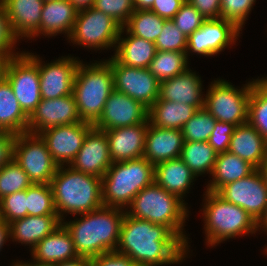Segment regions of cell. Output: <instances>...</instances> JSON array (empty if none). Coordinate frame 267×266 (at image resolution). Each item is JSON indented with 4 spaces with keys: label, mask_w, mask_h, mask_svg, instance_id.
<instances>
[{
    "label": "cell",
    "mask_w": 267,
    "mask_h": 266,
    "mask_svg": "<svg viewBox=\"0 0 267 266\" xmlns=\"http://www.w3.org/2000/svg\"><path fill=\"white\" fill-rule=\"evenodd\" d=\"M29 116L22 110L9 81H0V126L8 133L21 134L28 130Z\"/></svg>",
    "instance_id": "f546056e"
},
{
    "label": "cell",
    "mask_w": 267,
    "mask_h": 266,
    "mask_svg": "<svg viewBox=\"0 0 267 266\" xmlns=\"http://www.w3.org/2000/svg\"><path fill=\"white\" fill-rule=\"evenodd\" d=\"M74 7L79 11L82 9L93 7L94 0H70Z\"/></svg>",
    "instance_id": "11a10c76"
},
{
    "label": "cell",
    "mask_w": 267,
    "mask_h": 266,
    "mask_svg": "<svg viewBox=\"0 0 267 266\" xmlns=\"http://www.w3.org/2000/svg\"><path fill=\"white\" fill-rule=\"evenodd\" d=\"M236 125L227 122L216 121L214 129L209 136L208 143L218 153L228 152L231 136Z\"/></svg>",
    "instance_id": "bcb514c9"
},
{
    "label": "cell",
    "mask_w": 267,
    "mask_h": 266,
    "mask_svg": "<svg viewBox=\"0 0 267 266\" xmlns=\"http://www.w3.org/2000/svg\"><path fill=\"white\" fill-rule=\"evenodd\" d=\"M253 82L237 89L225 80H214L205 96L204 107L218 121L236 126L248 122V104Z\"/></svg>",
    "instance_id": "ba28073f"
},
{
    "label": "cell",
    "mask_w": 267,
    "mask_h": 266,
    "mask_svg": "<svg viewBox=\"0 0 267 266\" xmlns=\"http://www.w3.org/2000/svg\"><path fill=\"white\" fill-rule=\"evenodd\" d=\"M115 251L143 266L177 264L187 254L186 245L167 226L126 213Z\"/></svg>",
    "instance_id": "6da1fadb"
},
{
    "label": "cell",
    "mask_w": 267,
    "mask_h": 266,
    "mask_svg": "<svg viewBox=\"0 0 267 266\" xmlns=\"http://www.w3.org/2000/svg\"><path fill=\"white\" fill-rule=\"evenodd\" d=\"M183 202L177 195L167 192L153 182L133 198L129 205L130 210L125 213L134 218L167 226L186 245L188 251V240L182 229L188 209Z\"/></svg>",
    "instance_id": "277c9868"
},
{
    "label": "cell",
    "mask_w": 267,
    "mask_h": 266,
    "mask_svg": "<svg viewBox=\"0 0 267 266\" xmlns=\"http://www.w3.org/2000/svg\"><path fill=\"white\" fill-rule=\"evenodd\" d=\"M39 58L41 99H56L72 94L74 76L80 61L68 56L43 65Z\"/></svg>",
    "instance_id": "ac0fdd59"
},
{
    "label": "cell",
    "mask_w": 267,
    "mask_h": 266,
    "mask_svg": "<svg viewBox=\"0 0 267 266\" xmlns=\"http://www.w3.org/2000/svg\"><path fill=\"white\" fill-rule=\"evenodd\" d=\"M113 90L110 59L91 65L80 61L74 76L72 94L82 121L94 124Z\"/></svg>",
    "instance_id": "5b68a950"
},
{
    "label": "cell",
    "mask_w": 267,
    "mask_h": 266,
    "mask_svg": "<svg viewBox=\"0 0 267 266\" xmlns=\"http://www.w3.org/2000/svg\"><path fill=\"white\" fill-rule=\"evenodd\" d=\"M187 38L171 19H167L154 44L158 51L186 52Z\"/></svg>",
    "instance_id": "ab89813d"
},
{
    "label": "cell",
    "mask_w": 267,
    "mask_h": 266,
    "mask_svg": "<svg viewBox=\"0 0 267 266\" xmlns=\"http://www.w3.org/2000/svg\"><path fill=\"white\" fill-rule=\"evenodd\" d=\"M248 123L267 141V95L255 83L249 98Z\"/></svg>",
    "instance_id": "f35d334b"
},
{
    "label": "cell",
    "mask_w": 267,
    "mask_h": 266,
    "mask_svg": "<svg viewBox=\"0 0 267 266\" xmlns=\"http://www.w3.org/2000/svg\"><path fill=\"white\" fill-rule=\"evenodd\" d=\"M228 152L237 155L258 169L267 158V141L247 122L236 126L231 136Z\"/></svg>",
    "instance_id": "d4e9b609"
},
{
    "label": "cell",
    "mask_w": 267,
    "mask_h": 266,
    "mask_svg": "<svg viewBox=\"0 0 267 266\" xmlns=\"http://www.w3.org/2000/svg\"><path fill=\"white\" fill-rule=\"evenodd\" d=\"M27 215H57L50 184H32L26 189Z\"/></svg>",
    "instance_id": "8d00e7d4"
},
{
    "label": "cell",
    "mask_w": 267,
    "mask_h": 266,
    "mask_svg": "<svg viewBox=\"0 0 267 266\" xmlns=\"http://www.w3.org/2000/svg\"><path fill=\"white\" fill-rule=\"evenodd\" d=\"M216 193L224 200L240 206L256 222L267 205V185L258 169L247 177L222 186Z\"/></svg>",
    "instance_id": "4fadbf2b"
},
{
    "label": "cell",
    "mask_w": 267,
    "mask_h": 266,
    "mask_svg": "<svg viewBox=\"0 0 267 266\" xmlns=\"http://www.w3.org/2000/svg\"><path fill=\"white\" fill-rule=\"evenodd\" d=\"M187 52L158 51L149 64L148 70L160 81L171 79L188 67Z\"/></svg>",
    "instance_id": "e575fe53"
},
{
    "label": "cell",
    "mask_w": 267,
    "mask_h": 266,
    "mask_svg": "<svg viewBox=\"0 0 267 266\" xmlns=\"http://www.w3.org/2000/svg\"><path fill=\"white\" fill-rule=\"evenodd\" d=\"M81 121L73 94L56 99H41L29 116L27 132L39 135L46 129Z\"/></svg>",
    "instance_id": "2e32d148"
},
{
    "label": "cell",
    "mask_w": 267,
    "mask_h": 266,
    "mask_svg": "<svg viewBox=\"0 0 267 266\" xmlns=\"http://www.w3.org/2000/svg\"><path fill=\"white\" fill-rule=\"evenodd\" d=\"M93 8L111 16L122 27L135 11L133 0H94Z\"/></svg>",
    "instance_id": "7bdbcfd3"
},
{
    "label": "cell",
    "mask_w": 267,
    "mask_h": 266,
    "mask_svg": "<svg viewBox=\"0 0 267 266\" xmlns=\"http://www.w3.org/2000/svg\"><path fill=\"white\" fill-rule=\"evenodd\" d=\"M186 0H154L150 11L162 18L172 19Z\"/></svg>",
    "instance_id": "681fc988"
},
{
    "label": "cell",
    "mask_w": 267,
    "mask_h": 266,
    "mask_svg": "<svg viewBox=\"0 0 267 266\" xmlns=\"http://www.w3.org/2000/svg\"><path fill=\"white\" fill-rule=\"evenodd\" d=\"M216 157L217 152L208 142H184L180 154V158L196 176L206 172L212 174Z\"/></svg>",
    "instance_id": "d6a6232c"
},
{
    "label": "cell",
    "mask_w": 267,
    "mask_h": 266,
    "mask_svg": "<svg viewBox=\"0 0 267 266\" xmlns=\"http://www.w3.org/2000/svg\"><path fill=\"white\" fill-rule=\"evenodd\" d=\"M256 0H221V18L232 22L242 31L252 7Z\"/></svg>",
    "instance_id": "ee69618b"
},
{
    "label": "cell",
    "mask_w": 267,
    "mask_h": 266,
    "mask_svg": "<svg viewBox=\"0 0 267 266\" xmlns=\"http://www.w3.org/2000/svg\"><path fill=\"white\" fill-rule=\"evenodd\" d=\"M166 20L150 10L135 9L123 27H126L131 35L155 43Z\"/></svg>",
    "instance_id": "836d02e7"
},
{
    "label": "cell",
    "mask_w": 267,
    "mask_h": 266,
    "mask_svg": "<svg viewBox=\"0 0 267 266\" xmlns=\"http://www.w3.org/2000/svg\"><path fill=\"white\" fill-rule=\"evenodd\" d=\"M4 77L9 81L22 110L30 116L41 101L38 57L23 52L8 58Z\"/></svg>",
    "instance_id": "30bf717a"
},
{
    "label": "cell",
    "mask_w": 267,
    "mask_h": 266,
    "mask_svg": "<svg viewBox=\"0 0 267 266\" xmlns=\"http://www.w3.org/2000/svg\"><path fill=\"white\" fill-rule=\"evenodd\" d=\"M203 207L207 245L236 236L255 233L257 222L240 206L224 200L216 192L206 191Z\"/></svg>",
    "instance_id": "52a82bcc"
},
{
    "label": "cell",
    "mask_w": 267,
    "mask_h": 266,
    "mask_svg": "<svg viewBox=\"0 0 267 266\" xmlns=\"http://www.w3.org/2000/svg\"><path fill=\"white\" fill-rule=\"evenodd\" d=\"M92 266H143L132 261L127 255L116 251L103 253L92 259Z\"/></svg>",
    "instance_id": "7dc6e473"
},
{
    "label": "cell",
    "mask_w": 267,
    "mask_h": 266,
    "mask_svg": "<svg viewBox=\"0 0 267 266\" xmlns=\"http://www.w3.org/2000/svg\"><path fill=\"white\" fill-rule=\"evenodd\" d=\"M255 168L237 155L229 152L218 153L212 172L213 180L207 186L209 192H217L222 186L247 177Z\"/></svg>",
    "instance_id": "4dcf8cb0"
},
{
    "label": "cell",
    "mask_w": 267,
    "mask_h": 266,
    "mask_svg": "<svg viewBox=\"0 0 267 266\" xmlns=\"http://www.w3.org/2000/svg\"><path fill=\"white\" fill-rule=\"evenodd\" d=\"M27 216L26 190L18 191L0 200V218L8 223Z\"/></svg>",
    "instance_id": "60d3db41"
},
{
    "label": "cell",
    "mask_w": 267,
    "mask_h": 266,
    "mask_svg": "<svg viewBox=\"0 0 267 266\" xmlns=\"http://www.w3.org/2000/svg\"><path fill=\"white\" fill-rule=\"evenodd\" d=\"M14 161L28 174L33 184H50L58 165L40 135L28 132L17 135Z\"/></svg>",
    "instance_id": "8fae6325"
},
{
    "label": "cell",
    "mask_w": 267,
    "mask_h": 266,
    "mask_svg": "<svg viewBox=\"0 0 267 266\" xmlns=\"http://www.w3.org/2000/svg\"><path fill=\"white\" fill-rule=\"evenodd\" d=\"M114 90L141 102L148 109L157 101L160 81L148 68L128 67L110 58Z\"/></svg>",
    "instance_id": "7c38bea8"
},
{
    "label": "cell",
    "mask_w": 267,
    "mask_h": 266,
    "mask_svg": "<svg viewBox=\"0 0 267 266\" xmlns=\"http://www.w3.org/2000/svg\"><path fill=\"white\" fill-rule=\"evenodd\" d=\"M44 0H1L15 36L33 38L40 34ZM21 36V37H20Z\"/></svg>",
    "instance_id": "7402d4cb"
},
{
    "label": "cell",
    "mask_w": 267,
    "mask_h": 266,
    "mask_svg": "<svg viewBox=\"0 0 267 266\" xmlns=\"http://www.w3.org/2000/svg\"><path fill=\"white\" fill-rule=\"evenodd\" d=\"M134 8L138 10H150L153 6L154 0H133Z\"/></svg>",
    "instance_id": "db71d44e"
},
{
    "label": "cell",
    "mask_w": 267,
    "mask_h": 266,
    "mask_svg": "<svg viewBox=\"0 0 267 266\" xmlns=\"http://www.w3.org/2000/svg\"><path fill=\"white\" fill-rule=\"evenodd\" d=\"M17 135L6 132L0 137V169L14 160V146Z\"/></svg>",
    "instance_id": "f907efd6"
},
{
    "label": "cell",
    "mask_w": 267,
    "mask_h": 266,
    "mask_svg": "<svg viewBox=\"0 0 267 266\" xmlns=\"http://www.w3.org/2000/svg\"><path fill=\"white\" fill-rule=\"evenodd\" d=\"M196 111L194 106L188 104L157 100L149 108L148 119L159 128L181 130Z\"/></svg>",
    "instance_id": "1f68e13d"
},
{
    "label": "cell",
    "mask_w": 267,
    "mask_h": 266,
    "mask_svg": "<svg viewBox=\"0 0 267 266\" xmlns=\"http://www.w3.org/2000/svg\"><path fill=\"white\" fill-rule=\"evenodd\" d=\"M240 31L232 22L223 18L206 19L203 25L187 38V59L189 52L204 56L217 55L236 42Z\"/></svg>",
    "instance_id": "5bb4252c"
},
{
    "label": "cell",
    "mask_w": 267,
    "mask_h": 266,
    "mask_svg": "<svg viewBox=\"0 0 267 266\" xmlns=\"http://www.w3.org/2000/svg\"><path fill=\"white\" fill-rule=\"evenodd\" d=\"M121 28L111 16L90 7L78 11L68 39L83 47L104 50L116 47Z\"/></svg>",
    "instance_id": "9c48e42d"
},
{
    "label": "cell",
    "mask_w": 267,
    "mask_h": 266,
    "mask_svg": "<svg viewBox=\"0 0 267 266\" xmlns=\"http://www.w3.org/2000/svg\"><path fill=\"white\" fill-rule=\"evenodd\" d=\"M101 179L103 206L124 209L154 182V166L144 157L114 162Z\"/></svg>",
    "instance_id": "8992f818"
},
{
    "label": "cell",
    "mask_w": 267,
    "mask_h": 266,
    "mask_svg": "<svg viewBox=\"0 0 267 266\" xmlns=\"http://www.w3.org/2000/svg\"><path fill=\"white\" fill-rule=\"evenodd\" d=\"M62 221L58 215L30 216L10 223L11 238L21 244L31 245V250L47 235H50Z\"/></svg>",
    "instance_id": "83f0119b"
},
{
    "label": "cell",
    "mask_w": 267,
    "mask_h": 266,
    "mask_svg": "<svg viewBox=\"0 0 267 266\" xmlns=\"http://www.w3.org/2000/svg\"><path fill=\"white\" fill-rule=\"evenodd\" d=\"M6 62L7 59H0V81L3 79L5 75Z\"/></svg>",
    "instance_id": "94428289"
},
{
    "label": "cell",
    "mask_w": 267,
    "mask_h": 266,
    "mask_svg": "<svg viewBox=\"0 0 267 266\" xmlns=\"http://www.w3.org/2000/svg\"><path fill=\"white\" fill-rule=\"evenodd\" d=\"M53 266H92V260L78 256L75 259L59 262Z\"/></svg>",
    "instance_id": "816d5d0a"
},
{
    "label": "cell",
    "mask_w": 267,
    "mask_h": 266,
    "mask_svg": "<svg viewBox=\"0 0 267 266\" xmlns=\"http://www.w3.org/2000/svg\"><path fill=\"white\" fill-rule=\"evenodd\" d=\"M148 113L149 109L141 102L113 90L93 127L104 131L144 123L148 120Z\"/></svg>",
    "instance_id": "e0dca14e"
},
{
    "label": "cell",
    "mask_w": 267,
    "mask_h": 266,
    "mask_svg": "<svg viewBox=\"0 0 267 266\" xmlns=\"http://www.w3.org/2000/svg\"><path fill=\"white\" fill-rule=\"evenodd\" d=\"M31 252L34 262L49 265L78 257L72 237L63 224L38 242Z\"/></svg>",
    "instance_id": "cb8c5ba5"
},
{
    "label": "cell",
    "mask_w": 267,
    "mask_h": 266,
    "mask_svg": "<svg viewBox=\"0 0 267 266\" xmlns=\"http://www.w3.org/2000/svg\"><path fill=\"white\" fill-rule=\"evenodd\" d=\"M112 163L105 132L93 127L87 133L75 159L68 166L76 171L102 178Z\"/></svg>",
    "instance_id": "d6986e66"
},
{
    "label": "cell",
    "mask_w": 267,
    "mask_h": 266,
    "mask_svg": "<svg viewBox=\"0 0 267 266\" xmlns=\"http://www.w3.org/2000/svg\"><path fill=\"white\" fill-rule=\"evenodd\" d=\"M206 19L221 18V0H187Z\"/></svg>",
    "instance_id": "c3c4849f"
},
{
    "label": "cell",
    "mask_w": 267,
    "mask_h": 266,
    "mask_svg": "<svg viewBox=\"0 0 267 266\" xmlns=\"http://www.w3.org/2000/svg\"><path fill=\"white\" fill-rule=\"evenodd\" d=\"M121 208L102 206L97 210L80 214L70 222H62L68 230L79 257L93 259L103 253L115 251L119 243L120 229L125 215Z\"/></svg>",
    "instance_id": "7a4b0ae2"
},
{
    "label": "cell",
    "mask_w": 267,
    "mask_h": 266,
    "mask_svg": "<svg viewBox=\"0 0 267 266\" xmlns=\"http://www.w3.org/2000/svg\"><path fill=\"white\" fill-rule=\"evenodd\" d=\"M254 83L267 95V77L254 80Z\"/></svg>",
    "instance_id": "6f0895ef"
},
{
    "label": "cell",
    "mask_w": 267,
    "mask_h": 266,
    "mask_svg": "<svg viewBox=\"0 0 267 266\" xmlns=\"http://www.w3.org/2000/svg\"><path fill=\"white\" fill-rule=\"evenodd\" d=\"M5 133V130L0 126V137H2Z\"/></svg>",
    "instance_id": "6125c7cd"
},
{
    "label": "cell",
    "mask_w": 267,
    "mask_h": 266,
    "mask_svg": "<svg viewBox=\"0 0 267 266\" xmlns=\"http://www.w3.org/2000/svg\"><path fill=\"white\" fill-rule=\"evenodd\" d=\"M196 177L181 158L154 166V182L167 192L177 195L181 200Z\"/></svg>",
    "instance_id": "4316f807"
},
{
    "label": "cell",
    "mask_w": 267,
    "mask_h": 266,
    "mask_svg": "<svg viewBox=\"0 0 267 266\" xmlns=\"http://www.w3.org/2000/svg\"><path fill=\"white\" fill-rule=\"evenodd\" d=\"M259 227L264 228L265 231H267V205L265 207V210H264L262 216L257 221V230L260 229Z\"/></svg>",
    "instance_id": "9f6ffc18"
},
{
    "label": "cell",
    "mask_w": 267,
    "mask_h": 266,
    "mask_svg": "<svg viewBox=\"0 0 267 266\" xmlns=\"http://www.w3.org/2000/svg\"><path fill=\"white\" fill-rule=\"evenodd\" d=\"M93 124L85 121L52 127L39 135L46 142L54 162L58 166L70 165L81 149Z\"/></svg>",
    "instance_id": "9a60e30c"
},
{
    "label": "cell",
    "mask_w": 267,
    "mask_h": 266,
    "mask_svg": "<svg viewBox=\"0 0 267 266\" xmlns=\"http://www.w3.org/2000/svg\"><path fill=\"white\" fill-rule=\"evenodd\" d=\"M17 40L6 9L0 3V59H8L21 54L12 51Z\"/></svg>",
    "instance_id": "f6af8a7d"
},
{
    "label": "cell",
    "mask_w": 267,
    "mask_h": 266,
    "mask_svg": "<svg viewBox=\"0 0 267 266\" xmlns=\"http://www.w3.org/2000/svg\"><path fill=\"white\" fill-rule=\"evenodd\" d=\"M183 143L181 130L159 128L149 122L143 157L153 166L180 158Z\"/></svg>",
    "instance_id": "44dd1931"
},
{
    "label": "cell",
    "mask_w": 267,
    "mask_h": 266,
    "mask_svg": "<svg viewBox=\"0 0 267 266\" xmlns=\"http://www.w3.org/2000/svg\"><path fill=\"white\" fill-rule=\"evenodd\" d=\"M201 78L187 68L179 75L160 82L159 98L157 100L180 102L194 106L196 109L204 107L205 98L202 96Z\"/></svg>",
    "instance_id": "603a6c76"
},
{
    "label": "cell",
    "mask_w": 267,
    "mask_h": 266,
    "mask_svg": "<svg viewBox=\"0 0 267 266\" xmlns=\"http://www.w3.org/2000/svg\"><path fill=\"white\" fill-rule=\"evenodd\" d=\"M12 266H53V265H49V264H40V263H23L22 261L20 262H15Z\"/></svg>",
    "instance_id": "91938a15"
},
{
    "label": "cell",
    "mask_w": 267,
    "mask_h": 266,
    "mask_svg": "<svg viewBox=\"0 0 267 266\" xmlns=\"http://www.w3.org/2000/svg\"><path fill=\"white\" fill-rule=\"evenodd\" d=\"M171 20L186 37H189L203 25L206 18L186 0Z\"/></svg>",
    "instance_id": "b9f144b4"
},
{
    "label": "cell",
    "mask_w": 267,
    "mask_h": 266,
    "mask_svg": "<svg viewBox=\"0 0 267 266\" xmlns=\"http://www.w3.org/2000/svg\"><path fill=\"white\" fill-rule=\"evenodd\" d=\"M149 119L140 124L104 130L113 163L143 157Z\"/></svg>",
    "instance_id": "ffe728a7"
},
{
    "label": "cell",
    "mask_w": 267,
    "mask_h": 266,
    "mask_svg": "<svg viewBox=\"0 0 267 266\" xmlns=\"http://www.w3.org/2000/svg\"><path fill=\"white\" fill-rule=\"evenodd\" d=\"M50 186L61 221L64 213L80 215L103 206L102 179L95 175L76 171L71 166H58Z\"/></svg>",
    "instance_id": "3957f363"
},
{
    "label": "cell",
    "mask_w": 267,
    "mask_h": 266,
    "mask_svg": "<svg viewBox=\"0 0 267 266\" xmlns=\"http://www.w3.org/2000/svg\"><path fill=\"white\" fill-rule=\"evenodd\" d=\"M32 184L28 174L13 160L0 169V200L12 193L26 190Z\"/></svg>",
    "instance_id": "74e56055"
},
{
    "label": "cell",
    "mask_w": 267,
    "mask_h": 266,
    "mask_svg": "<svg viewBox=\"0 0 267 266\" xmlns=\"http://www.w3.org/2000/svg\"><path fill=\"white\" fill-rule=\"evenodd\" d=\"M8 238H11L10 223L5 219L0 218V251Z\"/></svg>",
    "instance_id": "f5cc1de1"
},
{
    "label": "cell",
    "mask_w": 267,
    "mask_h": 266,
    "mask_svg": "<svg viewBox=\"0 0 267 266\" xmlns=\"http://www.w3.org/2000/svg\"><path fill=\"white\" fill-rule=\"evenodd\" d=\"M77 14L78 10L70 0L45 1L40 20V34L55 36L63 32L69 37Z\"/></svg>",
    "instance_id": "484cf974"
},
{
    "label": "cell",
    "mask_w": 267,
    "mask_h": 266,
    "mask_svg": "<svg viewBox=\"0 0 267 266\" xmlns=\"http://www.w3.org/2000/svg\"><path fill=\"white\" fill-rule=\"evenodd\" d=\"M258 170L260 171L266 185H267V158L259 166Z\"/></svg>",
    "instance_id": "680465c9"
},
{
    "label": "cell",
    "mask_w": 267,
    "mask_h": 266,
    "mask_svg": "<svg viewBox=\"0 0 267 266\" xmlns=\"http://www.w3.org/2000/svg\"><path fill=\"white\" fill-rule=\"evenodd\" d=\"M216 121L205 107L197 109L181 129L184 142H207Z\"/></svg>",
    "instance_id": "d590c367"
},
{
    "label": "cell",
    "mask_w": 267,
    "mask_h": 266,
    "mask_svg": "<svg viewBox=\"0 0 267 266\" xmlns=\"http://www.w3.org/2000/svg\"><path fill=\"white\" fill-rule=\"evenodd\" d=\"M124 31L125 27H122L113 57L128 67L148 68L157 52L156 45L154 42L131 35L127 30L129 36L121 38Z\"/></svg>",
    "instance_id": "f1b7e54d"
}]
</instances>
